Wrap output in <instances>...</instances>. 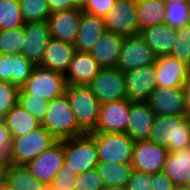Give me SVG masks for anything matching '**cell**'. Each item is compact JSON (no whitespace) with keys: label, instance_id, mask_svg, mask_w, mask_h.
<instances>
[{"label":"cell","instance_id":"obj_1","mask_svg":"<svg viewBox=\"0 0 190 190\" xmlns=\"http://www.w3.org/2000/svg\"><path fill=\"white\" fill-rule=\"evenodd\" d=\"M148 141L168 152L190 147V119L187 116H155Z\"/></svg>","mask_w":190,"mask_h":190},{"label":"cell","instance_id":"obj_2","mask_svg":"<svg viewBox=\"0 0 190 190\" xmlns=\"http://www.w3.org/2000/svg\"><path fill=\"white\" fill-rule=\"evenodd\" d=\"M41 125L58 141L85 133L77 124L66 93L49 101L48 109Z\"/></svg>","mask_w":190,"mask_h":190},{"label":"cell","instance_id":"obj_3","mask_svg":"<svg viewBox=\"0 0 190 190\" xmlns=\"http://www.w3.org/2000/svg\"><path fill=\"white\" fill-rule=\"evenodd\" d=\"M58 140L42 125L20 137H12L8 160L12 164L26 165Z\"/></svg>","mask_w":190,"mask_h":190},{"label":"cell","instance_id":"obj_4","mask_svg":"<svg viewBox=\"0 0 190 190\" xmlns=\"http://www.w3.org/2000/svg\"><path fill=\"white\" fill-rule=\"evenodd\" d=\"M65 93L78 126L84 132H91L98 121L100 102L88 85L67 84Z\"/></svg>","mask_w":190,"mask_h":190},{"label":"cell","instance_id":"obj_5","mask_svg":"<svg viewBox=\"0 0 190 190\" xmlns=\"http://www.w3.org/2000/svg\"><path fill=\"white\" fill-rule=\"evenodd\" d=\"M63 145L64 164L71 171L82 174L96 168L99 163L95 139L88 132L63 140Z\"/></svg>","mask_w":190,"mask_h":190},{"label":"cell","instance_id":"obj_6","mask_svg":"<svg viewBox=\"0 0 190 190\" xmlns=\"http://www.w3.org/2000/svg\"><path fill=\"white\" fill-rule=\"evenodd\" d=\"M88 133L95 139L99 162L132 163L135 142L126 133Z\"/></svg>","mask_w":190,"mask_h":190},{"label":"cell","instance_id":"obj_7","mask_svg":"<svg viewBox=\"0 0 190 190\" xmlns=\"http://www.w3.org/2000/svg\"><path fill=\"white\" fill-rule=\"evenodd\" d=\"M66 86L67 83L63 74L36 65L31 76L26 80L21 89L26 94L51 101L54 98L62 96L65 93Z\"/></svg>","mask_w":190,"mask_h":190},{"label":"cell","instance_id":"obj_8","mask_svg":"<svg viewBox=\"0 0 190 190\" xmlns=\"http://www.w3.org/2000/svg\"><path fill=\"white\" fill-rule=\"evenodd\" d=\"M88 86L100 104L128 99L124 73L116 67L100 68Z\"/></svg>","mask_w":190,"mask_h":190},{"label":"cell","instance_id":"obj_9","mask_svg":"<svg viewBox=\"0 0 190 190\" xmlns=\"http://www.w3.org/2000/svg\"><path fill=\"white\" fill-rule=\"evenodd\" d=\"M156 59L153 50L145 43L140 34L125 36L116 68L124 73L135 68L155 64Z\"/></svg>","mask_w":190,"mask_h":190},{"label":"cell","instance_id":"obj_10","mask_svg":"<svg viewBox=\"0 0 190 190\" xmlns=\"http://www.w3.org/2000/svg\"><path fill=\"white\" fill-rule=\"evenodd\" d=\"M64 164L63 140L57 141L37 158L27 163L32 176L49 187Z\"/></svg>","mask_w":190,"mask_h":190},{"label":"cell","instance_id":"obj_11","mask_svg":"<svg viewBox=\"0 0 190 190\" xmlns=\"http://www.w3.org/2000/svg\"><path fill=\"white\" fill-rule=\"evenodd\" d=\"M107 31L131 36L139 34L136 3L116 0L113 8L104 17Z\"/></svg>","mask_w":190,"mask_h":190},{"label":"cell","instance_id":"obj_12","mask_svg":"<svg viewBox=\"0 0 190 190\" xmlns=\"http://www.w3.org/2000/svg\"><path fill=\"white\" fill-rule=\"evenodd\" d=\"M129 112V99L101 104L97 124L91 132L125 133L129 121Z\"/></svg>","mask_w":190,"mask_h":190},{"label":"cell","instance_id":"obj_13","mask_svg":"<svg viewBox=\"0 0 190 190\" xmlns=\"http://www.w3.org/2000/svg\"><path fill=\"white\" fill-rule=\"evenodd\" d=\"M167 153L166 147L156 145L148 140L136 141L131 163L133 170L149 174L163 171Z\"/></svg>","mask_w":190,"mask_h":190},{"label":"cell","instance_id":"obj_14","mask_svg":"<svg viewBox=\"0 0 190 190\" xmlns=\"http://www.w3.org/2000/svg\"><path fill=\"white\" fill-rule=\"evenodd\" d=\"M155 64L124 72L125 87L130 101H147L156 85Z\"/></svg>","mask_w":190,"mask_h":190},{"label":"cell","instance_id":"obj_15","mask_svg":"<svg viewBox=\"0 0 190 190\" xmlns=\"http://www.w3.org/2000/svg\"><path fill=\"white\" fill-rule=\"evenodd\" d=\"M156 116H186L183 89L156 87L147 100Z\"/></svg>","mask_w":190,"mask_h":190},{"label":"cell","instance_id":"obj_16","mask_svg":"<svg viewBox=\"0 0 190 190\" xmlns=\"http://www.w3.org/2000/svg\"><path fill=\"white\" fill-rule=\"evenodd\" d=\"M81 14L82 9L79 8L52 13L47 20L50 37L74 44L79 30Z\"/></svg>","mask_w":190,"mask_h":190},{"label":"cell","instance_id":"obj_17","mask_svg":"<svg viewBox=\"0 0 190 190\" xmlns=\"http://www.w3.org/2000/svg\"><path fill=\"white\" fill-rule=\"evenodd\" d=\"M25 41L20 52L21 55L39 65L42 55L50 40L49 25L46 22H31L24 24Z\"/></svg>","mask_w":190,"mask_h":190},{"label":"cell","instance_id":"obj_18","mask_svg":"<svg viewBox=\"0 0 190 190\" xmlns=\"http://www.w3.org/2000/svg\"><path fill=\"white\" fill-rule=\"evenodd\" d=\"M155 72L157 87L181 88L188 78V65L167 55L156 59Z\"/></svg>","mask_w":190,"mask_h":190},{"label":"cell","instance_id":"obj_19","mask_svg":"<svg viewBox=\"0 0 190 190\" xmlns=\"http://www.w3.org/2000/svg\"><path fill=\"white\" fill-rule=\"evenodd\" d=\"M35 64L20 53L0 54V81L21 88L31 76Z\"/></svg>","mask_w":190,"mask_h":190},{"label":"cell","instance_id":"obj_20","mask_svg":"<svg viewBox=\"0 0 190 190\" xmlns=\"http://www.w3.org/2000/svg\"><path fill=\"white\" fill-rule=\"evenodd\" d=\"M155 116L147 101H130L129 121L125 133L134 142L148 140Z\"/></svg>","mask_w":190,"mask_h":190},{"label":"cell","instance_id":"obj_21","mask_svg":"<svg viewBox=\"0 0 190 190\" xmlns=\"http://www.w3.org/2000/svg\"><path fill=\"white\" fill-rule=\"evenodd\" d=\"M75 52L74 44L50 38L39 66L49 68L65 76Z\"/></svg>","mask_w":190,"mask_h":190},{"label":"cell","instance_id":"obj_22","mask_svg":"<svg viewBox=\"0 0 190 190\" xmlns=\"http://www.w3.org/2000/svg\"><path fill=\"white\" fill-rule=\"evenodd\" d=\"M139 34L153 50L157 58L172 53L176 41V28L162 23L140 30Z\"/></svg>","mask_w":190,"mask_h":190},{"label":"cell","instance_id":"obj_23","mask_svg":"<svg viewBox=\"0 0 190 190\" xmlns=\"http://www.w3.org/2000/svg\"><path fill=\"white\" fill-rule=\"evenodd\" d=\"M105 31L104 18L82 11L79 30L74 42L76 51L89 53Z\"/></svg>","mask_w":190,"mask_h":190},{"label":"cell","instance_id":"obj_24","mask_svg":"<svg viewBox=\"0 0 190 190\" xmlns=\"http://www.w3.org/2000/svg\"><path fill=\"white\" fill-rule=\"evenodd\" d=\"M100 66L88 52L76 51L65 80L70 85H88L98 74Z\"/></svg>","mask_w":190,"mask_h":190},{"label":"cell","instance_id":"obj_25","mask_svg":"<svg viewBox=\"0 0 190 190\" xmlns=\"http://www.w3.org/2000/svg\"><path fill=\"white\" fill-rule=\"evenodd\" d=\"M124 36L105 31L89 52L101 68L116 67Z\"/></svg>","mask_w":190,"mask_h":190},{"label":"cell","instance_id":"obj_26","mask_svg":"<svg viewBox=\"0 0 190 190\" xmlns=\"http://www.w3.org/2000/svg\"><path fill=\"white\" fill-rule=\"evenodd\" d=\"M163 172L176 186L187 185L190 179V147L168 152Z\"/></svg>","mask_w":190,"mask_h":190},{"label":"cell","instance_id":"obj_27","mask_svg":"<svg viewBox=\"0 0 190 190\" xmlns=\"http://www.w3.org/2000/svg\"><path fill=\"white\" fill-rule=\"evenodd\" d=\"M3 121L12 137L24 136L41 126V122L25 110L19 103L8 111Z\"/></svg>","mask_w":190,"mask_h":190},{"label":"cell","instance_id":"obj_28","mask_svg":"<svg viewBox=\"0 0 190 190\" xmlns=\"http://www.w3.org/2000/svg\"><path fill=\"white\" fill-rule=\"evenodd\" d=\"M136 13L139 31L165 23V3L162 0H138Z\"/></svg>","mask_w":190,"mask_h":190},{"label":"cell","instance_id":"obj_29","mask_svg":"<svg viewBox=\"0 0 190 190\" xmlns=\"http://www.w3.org/2000/svg\"><path fill=\"white\" fill-rule=\"evenodd\" d=\"M96 169L105 186H127L133 167L131 163L99 162Z\"/></svg>","mask_w":190,"mask_h":190},{"label":"cell","instance_id":"obj_30","mask_svg":"<svg viewBox=\"0 0 190 190\" xmlns=\"http://www.w3.org/2000/svg\"><path fill=\"white\" fill-rule=\"evenodd\" d=\"M6 183L12 190H46L47 186L36 180L26 165L10 163Z\"/></svg>","mask_w":190,"mask_h":190},{"label":"cell","instance_id":"obj_31","mask_svg":"<svg viewBox=\"0 0 190 190\" xmlns=\"http://www.w3.org/2000/svg\"><path fill=\"white\" fill-rule=\"evenodd\" d=\"M19 0H0V30L24 26Z\"/></svg>","mask_w":190,"mask_h":190},{"label":"cell","instance_id":"obj_32","mask_svg":"<svg viewBox=\"0 0 190 190\" xmlns=\"http://www.w3.org/2000/svg\"><path fill=\"white\" fill-rule=\"evenodd\" d=\"M19 5L25 23L46 22L51 15L46 0H19Z\"/></svg>","mask_w":190,"mask_h":190},{"label":"cell","instance_id":"obj_33","mask_svg":"<svg viewBox=\"0 0 190 190\" xmlns=\"http://www.w3.org/2000/svg\"><path fill=\"white\" fill-rule=\"evenodd\" d=\"M25 38L24 26L14 29L0 30V54L20 53Z\"/></svg>","mask_w":190,"mask_h":190},{"label":"cell","instance_id":"obj_34","mask_svg":"<svg viewBox=\"0 0 190 190\" xmlns=\"http://www.w3.org/2000/svg\"><path fill=\"white\" fill-rule=\"evenodd\" d=\"M165 23L174 28L190 23V6L187 2L165 5Z\"/></svg>","mask_w":190,"mask_h":190},{"label":"cell","instance_id":"obj_35","mask_svg":"<svg viewBox=\"0 0 190 190\" xmlns=\"http://www.w3.org/2000/svg\"><path fill=\"white\" fill-rule=\"evenodd\" d=\"M175 44L170 54L172 57L182 61L186 65L190 64V23L176 28Z\"/></svg>","mask_w":190,"mask_h":190},{"label":"cell","instance_id":"obj_36","mask_svg":"<svg viewBox=\"0 0 190 190\" xmlns=\"http://www.w3.org/2000/svg\"><path fill=\"white\" fill-rule=\"evenodd\" d=\"M18 103L31 113L39 122H43L47 109L48 100L44 98L34 97V95L26 94L21 88L19 89Z\"/></svg>","mask_w":190,"mask_h":190},{"label":"cell","instance_id":"obj_37","mask_svg":"<svg viewBox=\"0 0 190 190\" xmlns=\"http://www.w3.org/2000/svg\"><path fill=\"white\" fill-rule=\"evenodd\" d=\"M19 87L9 82L0 81V119L18 103Z\"/></svg>","mask_w":190,"mask_h":190},{"label":"cell","instance_id":"obj_38","mask_svg":"<svg viewBox=\"0 0 190 190\" xmlns=\"http://www.w3.org/2000/svg\"><path fill=\"white\" fill-rule=\"evenodd\" d=\"M104 187L102 177L96 168L77 174L74 184L75 190H102Z\"/></svg>","mask_w":190,"mask_h":190},{"label":"cell","instance_id":"obj_39","mask_svg":"<svg viewBox=\"0 0 190 190\" xmlns=\"http://www.w3.org/2000/svg\"><path fill=\"white\" fill-rule=\"evenodd\" d=\"M76 178L77 173L73 170L71 171L67 165L63 164L50 187L53 190H75L74 184Z\"/></svg>","mask_w":190,"mask_h":190},{"label":"cell","instance_id":"obj_40","mask_svg":"<svg viewBox=\"0 0 190 190\" xmlns=\"http://www.w3.org/2000/svg\"><path fill=\"white\" fill-rule=\"evenodd\" d=\"M126 187L127 190H152V174L133 170Z\"/></svg>","mask_w":190,"mask_h":190},{"label":"cell","instance_id":"obj_41","mask_svg":"<svg viewBox=\"0 0 190 190\" xmlns=\"http://www.w3.org/2000/svg\"><path fill=\"white\" fill-rule=\"evenodd\" d=\"M116 0H87L82 11L104 18L113 8Z\"/></svg>","mask_w":190,"mask_h":190},{"label":"cell","instance_id":"obj_42","mask_svg":"<svg viewBox=\"0 0 190 190\" xmlns=\"http://www.w3.org/2000/svg\"><path fill=\"white\" fill-rule=\"evenodd\" d=\"M12 145V136L5 122L0 119V158H8Z\"/></svg>","mask_w":190,"mask_h":190},{"label":"cell","instance_id":"obj_43","mask_svg":"<svg viewBox=\"0 0 190 190\" xmlns=\"http://www.w3.org/2000/svg\"><path fill=\"white\" fill-rule=\"evenodd\" d=\"M176 187L163 171L152 174V190H176Z\"/></svg>","mask_w":190,"mask_h":190},{"label":"cell","instance_id":"obj_44","mask_svg":"<svg viewBox=\"0 0 190 190\" xmlns=\"http://www.w3.org/2000/svg\"><path fill=\"white\" fill-rule=\"evenodd\" d=\"M52 13L72 9V0H46Z\"/></svg>","mask_w":190,"mask_h":190},{"label":"cell","instance_id":"obj_45","mask_svg":"<svg viewBox=\"0 0 190 190\" xmlns=\"http://www.w3.org/2000/svg\"><path fill=\"white\" fill-rule=\"evenodd\" d=\"M182 89L185 99L186 116L190 119V76L186 79Z\"/></svg>","mask_w":190,"mask_h":190},{"label":"cell","instance_id":"obj_46","mask_svg":"<svg viewBox=\"0 0 190 190\" xmlns=\"http://www.w3.org/2000/svg\"><path fill=\"white\" fill-rule=\"evenodd\" d=\"M9 165L8 158H0V186L6 183Z\"/></svg>","mask_w":190,"mask_h":190},{"label":"cell","instance_id":"obj_47","mask_svg":"<svg viewBox=\"0 0 190 190\" xmlns=\"http://www.w3.org/2000/svg\"><path fill=\"white\" fill-rule=\"evenodd\" d=\"M87 0H72V9L73 8H79L83 9L86 5Z\"/></svg>","mask_w":190,"mask_h":190},{"label":"cell","instance_id":"obj_48","mask_svg":"<svg viewBox=\"0 0 190 190\" xmlns=\"http://www.w3.org/2000/svg\"><path fill=\"white\" fill-rule=\"evenodd\" d=\"M102 190H127L126 186H105Z\"/></svg>","mask_w":190,"mask_h":190},{"label":"cell","instance_id":"obj_49","mask_svg":"<svg viewBox=\"0 0 190 190\" xmlns=\"http://www.w3.org/2000/svg\"><path fill=\"white\" fill-rule=\"evenodd\" d=\"M164 3H165V5L166 4H170V3H172V2H175V3H182V2H186V0H162Z\"/></svg>","mask_w":190,"mask_h":190},{"label":"cell","instance_id":"obj_50","mask_svg":"<svg viewBox=\"0 0 190 190\" xmlns=\"http://www.w3.org/2000/svg\"><path fill=\"white\" fill-rule=\"evenodd\" d=\"M176 190H190V186L188 185H180L176 187Z\"/></svg>","mask_w":190,"mask_h":190},{"label":"cell","instance_id":"obj_51","mask_svg":"<svg viewBox=\"0 0 190 190\" xmlns=\"http://www.w3.org/2000/svg\"><path fill=\"white\" fill-rule=\"evenodd\" d=\"M0 190H12V189L10 188V186L7 183H5L0 186Z\"/></svg>","mask_w":190,"mask_h":190},{"label":"cell","instance_id":"obj_52","mask_svg":"<svg viewBox=\"0 0 190 190\" xmlns=\"http://www.w3.org/2000/svg\"><path fill=\"white\" fill-rule=\"evenodd\" d=\"M121 1H130V2L136 3L138 0H121Z\"/></svg>","mask_w":190,"mask_h":190},{"label":"cell","instance_id":"obj_53","mask_svg":"<svg viewBox=\"0 0 190 190\" xmlns=\"http://www.w3.org/2000/svg\"><path fill=\"white\" fill-rule=\"evenodd\" d=\"M188 76H190V64L188 65Z\"/></svg>","mask_w":190,"mask_h":190},{"label":"cell","instance_id":"obj_54","mask_svg":"<svg viewBox=\"0 0 190 190\" xmlns=\"http://www.w3.org/2000/svg\"><path fill=\"white\" fill-rule=\"evenodd\" d=\"M46 190H53L50 186L46 188Z\"/></svg>","mask_w":190,"mask_h":190}]
</instances>
